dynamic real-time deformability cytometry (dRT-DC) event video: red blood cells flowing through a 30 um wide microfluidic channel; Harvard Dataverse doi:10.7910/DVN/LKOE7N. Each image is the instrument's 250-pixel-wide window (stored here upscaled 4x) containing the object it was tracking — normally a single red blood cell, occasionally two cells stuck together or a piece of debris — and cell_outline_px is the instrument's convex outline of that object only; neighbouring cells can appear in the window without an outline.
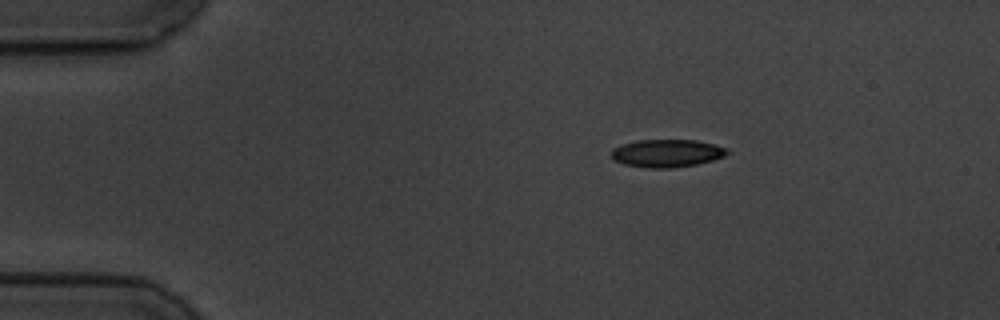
{"species": "common noctule bat (a hibernating species)", "species_latin": "Nyctalus noctula", "temperature_condition": "cold", "stored_images_in_passage": 2, "camera_frame_rate_fps": 3000, "um_per_image_px": 0.085, "animal": {"sex": "male", "body_mass_g": 19.5, "forearm_length_mm": 54.6}, "frame": {"image": 1, "passage_image": 1, "time_ms": 0.0, "image_size_px": [1000, 320], "cell_outline_px": [[728, 152], [724, 156], [712, 160], [696, 164], [672, 168], [648, 168], [624, 164], [616, 160], [612, 156], [612, 148], [620, 144], [636, 140], [696, 140], [716, 144], [728, 148]], "centroid_in_image_um": [56.69, 13.01], "position_along_channel_um": 28.3, "area_um2": 18.79}}